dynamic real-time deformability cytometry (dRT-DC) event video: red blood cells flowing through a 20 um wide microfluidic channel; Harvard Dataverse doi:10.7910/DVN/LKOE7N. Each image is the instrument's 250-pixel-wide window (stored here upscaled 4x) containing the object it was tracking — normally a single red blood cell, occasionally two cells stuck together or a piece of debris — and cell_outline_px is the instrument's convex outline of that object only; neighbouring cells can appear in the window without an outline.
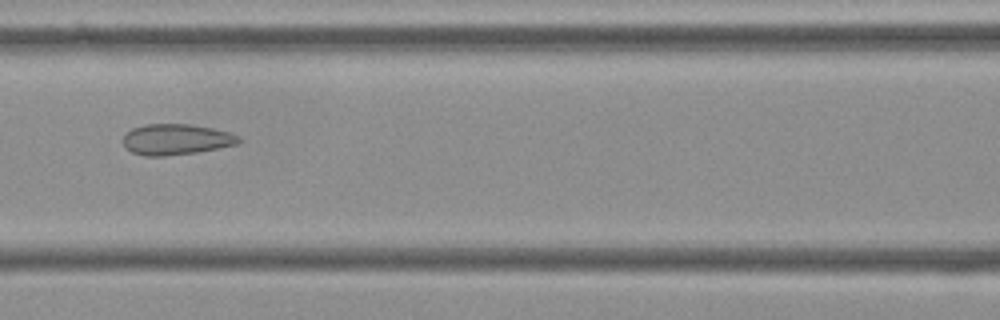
{"species": "Egyptian fruit bat (a non-hibernating species)", "species_latin": "Rousettus aegyptiacus", "temperature_condition": "cold", "stored_images_in_passage": 11, "camera_frame_rate_fps": 3000, "um_per_image_px": 0.085, "frame": {"image": 1, "passage_image": 5, "time_ms": 1.333, "image_size_px": [1000, 320], "cell_outline_px": [[244, 140], [236, 144], [196, 152], [164, 156], [144, 156], [132, 152], [124, 144], [124, 136], [132, 128], [144, 124], [188, 124], [212, 128], [228, 132], [240, 136]], "centroid_in_image_um": [14.99, 11.84], "position_along_channel_um": 151.6, "area_um2": 20.58}}
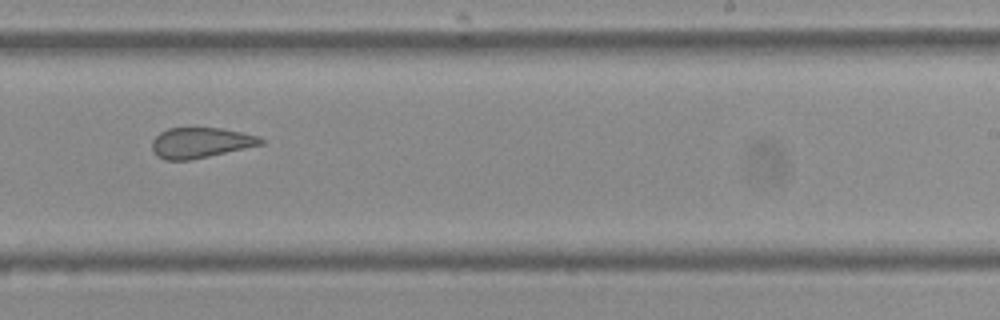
{"frame": {"image": 2, "passage_image": 8, "time_ms": 2.333, "image_size_px": [1000, 320], "cell_outline_px": [[264, 144], [208, 156], [188, 160], [164, 160], [156, 156], [152, 148], [152, 140], [160, 132], [168, 128], [220, 128], [260, 136], [264, 140]], "centroid_in_image_um": [17.03, 12.13], "position_along_channel_um": 272.0, "area_um2": 19.19}}
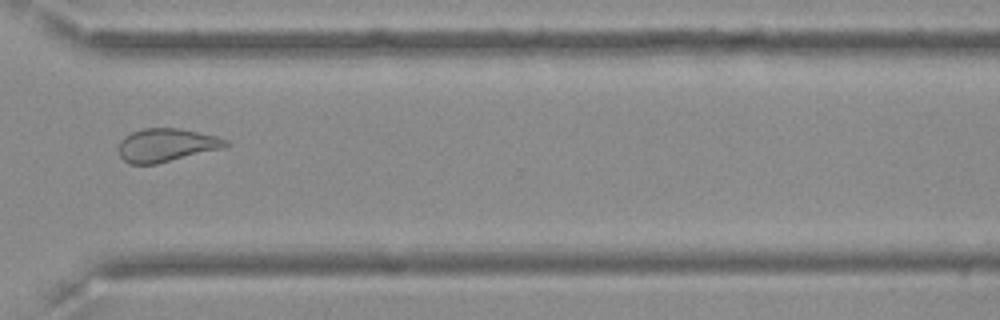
{"frame": {"image": 3, "passage_image": 10, "time_ms": 3.0, "image_size_px": [1000, 320], "cell_outline_px": [[232, 144], [224, 148], [156, 164], [128, 164], [120, 156], [120, 140], [124, 136], [132, 132], [144, 128], [176, 128], [216, 136], [228, 140]], "centroid_in_image_um": [14.16, 12.34], "position_along_channel_um": 356.4, "area_um2": 20.69}}